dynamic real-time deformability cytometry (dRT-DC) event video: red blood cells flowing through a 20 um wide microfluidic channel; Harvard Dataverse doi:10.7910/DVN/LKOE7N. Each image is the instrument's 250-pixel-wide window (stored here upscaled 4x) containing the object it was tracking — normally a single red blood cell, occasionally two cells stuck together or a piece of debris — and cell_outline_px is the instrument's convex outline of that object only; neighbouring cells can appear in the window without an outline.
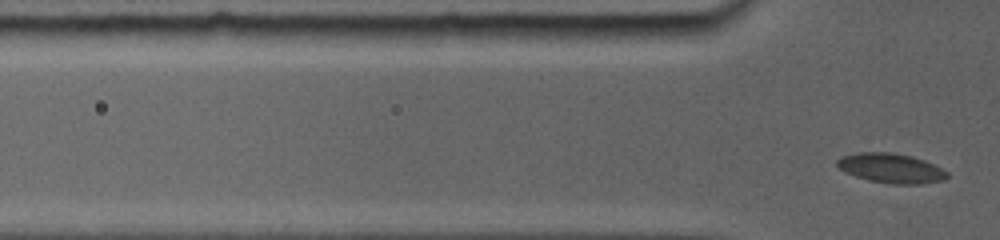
{"species": "common noctule bat (a hibernating species)", "species_latin": "Nyctalus noctula", "temperature_condition": "room temperature", "stored_images_in_passage": 4, "segment_of_instrument_passage": [2, 2], "camera_frame_rate_fps": 5000, "um_per_image_px": 0.085, "animal": {"sex": "female", "body_mass_g": 19.0, "forearm_length_mm": 56.7}, "frame": {"image": 1, "passage_image": 4, "time_ms": 3.4, "image_size_px": [1000, 240], "cell_outline_px": [[948, 176], [944, 180], [920, 184], [892, 184], [868, 180], [844, 172], [836, 164], [836, 160], [844, 156], [860, 152], [888, 152], [912, 156], [924, 160], [948, 172]], "centroid_in_image_um": [75.73, 14.3], "position_along_channel_um": 50.1, "area_um2": 18.84}}